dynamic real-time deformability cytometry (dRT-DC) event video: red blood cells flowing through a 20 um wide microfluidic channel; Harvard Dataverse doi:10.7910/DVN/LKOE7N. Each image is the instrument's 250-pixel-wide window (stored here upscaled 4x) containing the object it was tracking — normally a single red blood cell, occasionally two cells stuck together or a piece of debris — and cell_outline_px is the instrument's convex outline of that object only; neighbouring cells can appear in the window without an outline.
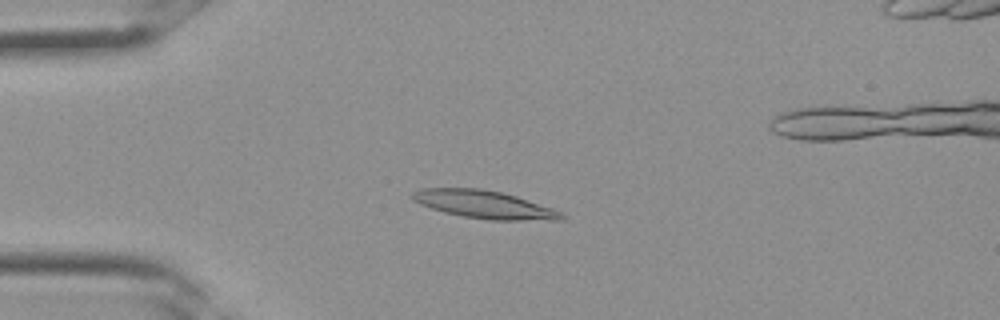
{"species": "Egyptian fruit bat (a non-hibernating species)", "species_latin": "Rousettus aegyptiacus", "temperature_condition": "room temperature", "stored_images_in_passage": 15, "camera_frame_rate_fps": 3000, "um_per_image_px": 0.085, "frame": {"image": 1, "passage_image": 9, "time_ms": 2.667, "image_size_px": [1000, 320], "cell_outline_px": [[564, 220], [488, 220], [464, 216], [444, 212], [420, 204], [412, 200], [408, 196], [412, 192], [420, 188], [480, 188], [504, 192], [564, 212]], "centroid_in_image_um": [41.15, 17.37], "position_along_channel_um": 43.9, "area_um2": 24.39}}
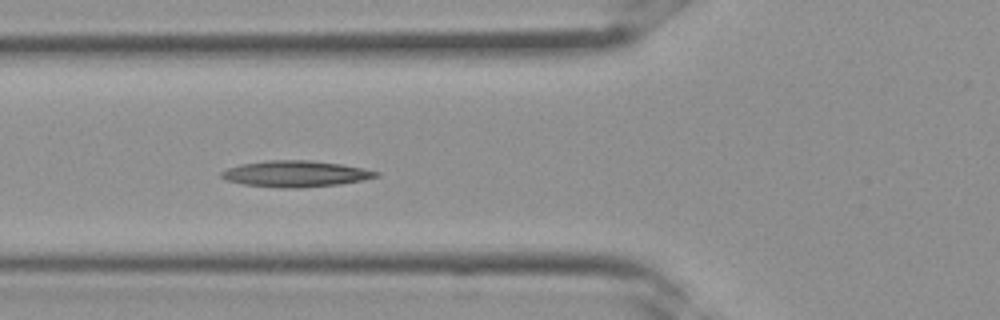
{"frame": {"image": 2, "passage_image": 13, "time_ms": 4.0, "image_size_px": [1000, 320], "cell_outline_px": [[380, 176], [340, 184], [300, 188], [280, 188], [244, 184], [228, 180], [220, 176], [220, 172], [228, 168], [240, 164], [264, 160], [308, 160], [340, 164], [364, 168], [380, 172]], "centroid_in_image_um": [25.12, 14.77], "position_along_channel_um": 100.7, "area_um2": 23.58}}
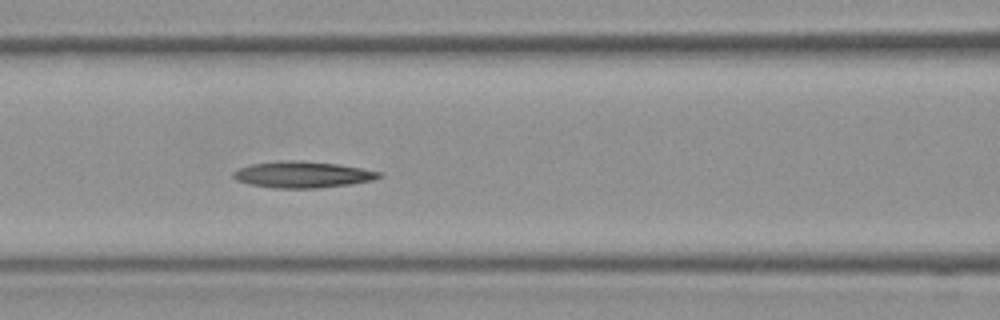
{"frame": {"image": 3, "passage_image": 15, "time_ms": 4.667, "image_size_px": [1000, 320], "cell_outline_px": [[384, 176], [372, 180], [352, 184], [316, 188], [276, 188], [248, 184], [236, 180], [232, 176], [232, 172], [240, 168], [252, 164], [280, 160], [300, 160], [336, 164], [384, 172]], "centroid_in_image_um": [25.73, 14.84], "position_along_channel_um": 140.9, "area_um2": 22.48}}